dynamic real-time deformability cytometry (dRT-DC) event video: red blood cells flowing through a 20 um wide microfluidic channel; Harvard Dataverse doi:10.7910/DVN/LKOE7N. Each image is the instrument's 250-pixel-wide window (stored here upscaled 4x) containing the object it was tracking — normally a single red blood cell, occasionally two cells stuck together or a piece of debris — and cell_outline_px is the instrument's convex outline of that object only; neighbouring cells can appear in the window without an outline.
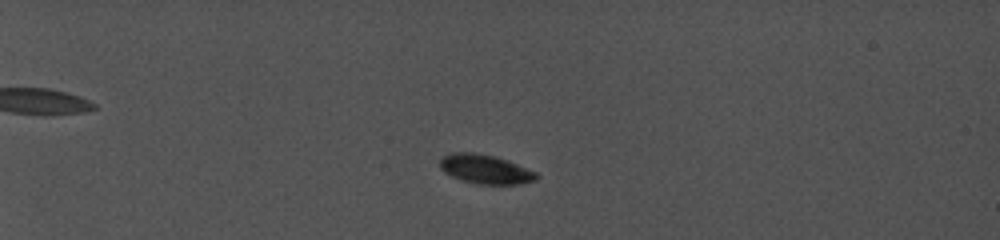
{"species": "common noctule bat (a hibernating species)", "species_latin": "Nyctalus noctula", "temperature_condition": "cold", "stored_images_in_passage": 47, "camera_frame_rate_fps": 5000, "um_per_image_px": 0.085, "animal": {"sex": "female", "body_mass_g": 19.0, "forearm_length_mm": 56.7}, "frame": {"image": 1, "passage_image": 13, "time_ms": 3.4, "image_size_px": [1000, 240], "cell_outline_px": [[540, 176], [536, 180], [520, 184], [476, 184], [460, 180], [444, 172], [440, 168], [440, 160], [444, 156], [452, 152], [472, 152], [492, 156], [508, 160], [536, 172]], "centroid_in_image_um": [41.26, 14.39], "position_along_channel_um": 43.7, "area_um2": 16.42}}
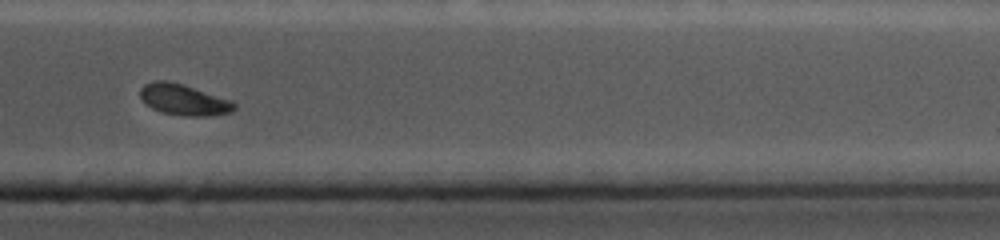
{"frame": {"image": 2, "passage_image": 44, "time_ms": 15.2, "image_size_px": [1000, 240], "cell_outline_px": [[236, 108], [232, 112], [208, 116], [180, 116], [160, 112], [152, 108], [140, 96], [140, 88], [144, 84], [152, 80], [168, 80], [232, 100], [236, 104]], "centroid_in_image_um": [15.62, 8.48], "position_along_channel_um": 395.8, "area_um2": 17.05}}
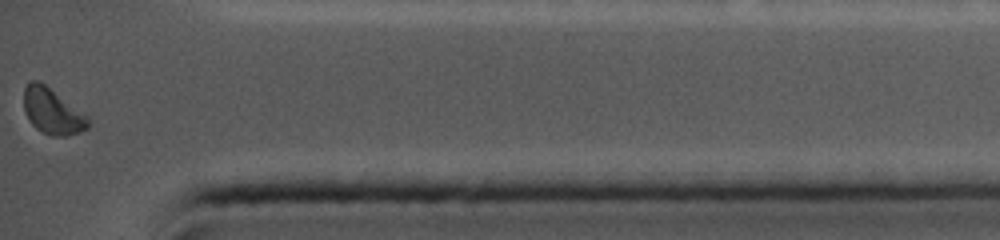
{"frame": {"image": 3, "passage_image": 47, "time_ms": 16.2, "image_size_px": [1000, 240], "cell_outline_px": [[88, 128], [80, 132], [68, 136], [52, 136], [36, 128], [32, 124], [24, 108], [24, 88], [28, 80], [40, 80], [88, 116]], "centroid_in_image_um": [4.44, 9.43], "position_along_channel_um": 430.8, "area_um2": 17.11}, "authors_computed_cell_mechanics": {"area_um2": 16.9354, "velocity_mm_per_s": 3.8789, "shape_relaxation_time_tau1_ms": 0.9796, "shape_relaxation_time_tau2_ms": null, "deformation_change_tau1": 0.0567, "deformation_change_tau2": null}}